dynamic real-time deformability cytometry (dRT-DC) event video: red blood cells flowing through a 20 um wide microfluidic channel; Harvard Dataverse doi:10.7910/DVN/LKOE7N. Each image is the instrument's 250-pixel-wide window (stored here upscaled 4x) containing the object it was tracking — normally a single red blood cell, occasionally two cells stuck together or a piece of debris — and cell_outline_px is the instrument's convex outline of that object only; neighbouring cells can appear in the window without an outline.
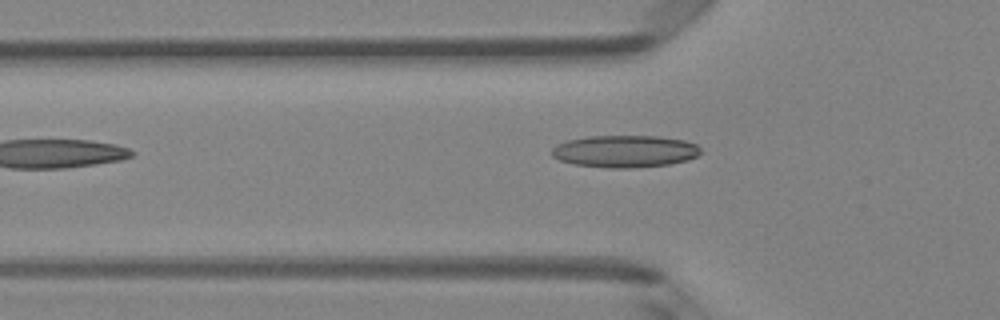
{"species": "Egyptian fruit bat (a non-hibernating species)", "species_latin": "Rousettus aegyptiacus", "temperature_condition": "room temperature", "stored_images_in_passage": 6, "camera_frame_rate_fps": 3000, "um_per_image_px": 0.085, "animal": {"sex": "female"}, "frame": {"image": 1, "passage_image": 5, "time_ms": 1.333, "image_size_px": [1000, 320], "cell_outline_px": [[700, 152], [696, 156], [688, 160], [668, 164], [632, 168], [608, 168], [576, 164], [560, 160], [552, 156], [552, 148], [556, 144], [564, 140], [588, 136], [656, 136], [684, 140], [696, 144], [700, 148]], "centroid_in_image_um": [53.09, 12.85], "position_along_channel_um": 72.7, "area_um2": 27.92}}
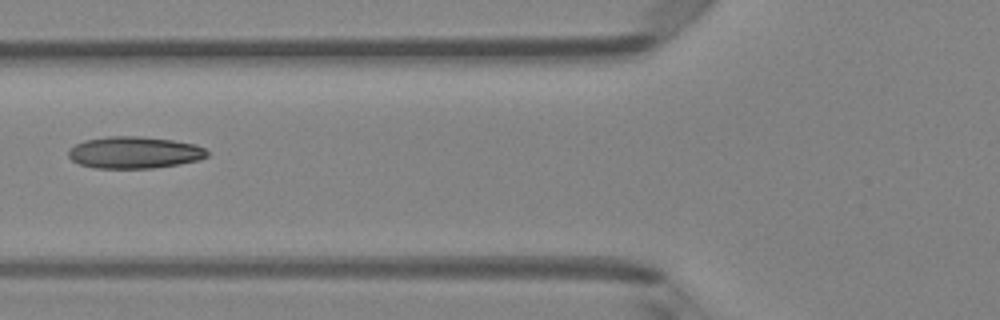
{"frame": {"image": 2, "passage_image": 6, "time_ms": 1.667, "image_size_px": [1000, 320], "cell_outline_px": [[208, 156], [200, 160], [180, 164], [152, 168], [96, 168], [80, 164], [72, 160], [68, 156], [68, 152], [76, 144], [84, 140], [108, 136], [140, 136], [172, 140], [196, 144], [204, 148], [208, 152]], "centroid_in_image_um": [11.45, 12.96], "position_along_channel_um": 114.4, "area_um2": 25.78}}